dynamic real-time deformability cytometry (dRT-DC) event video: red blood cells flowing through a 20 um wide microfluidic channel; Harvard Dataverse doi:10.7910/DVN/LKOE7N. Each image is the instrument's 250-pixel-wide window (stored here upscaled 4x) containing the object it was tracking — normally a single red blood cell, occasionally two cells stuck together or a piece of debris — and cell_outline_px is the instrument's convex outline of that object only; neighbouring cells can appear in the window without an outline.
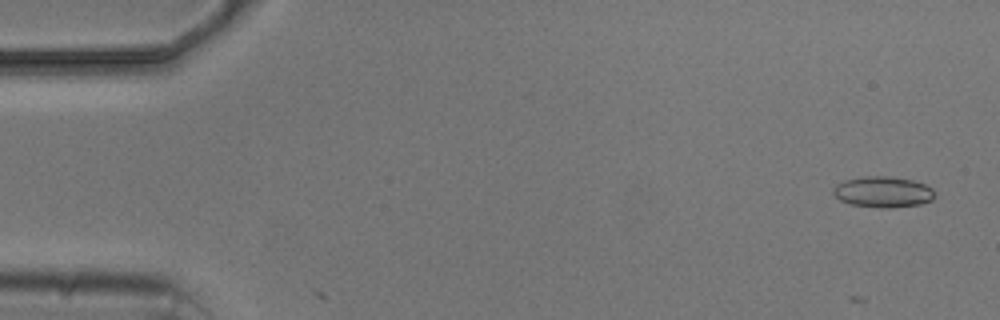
{"species": "common noctule bat (a hibernating species)", "species_latin": "Nyctalus noctula", "temperature_condition": "cold", "stored_images_in_passage": 4, "camera_frame_rate_fps": 3000, "um_per_image_px": 0.085, "animal": {"sex": "male", "body_mass_g": 20.5, "forearm_length_mm": 52.5}, "frame": {"image": 1, "passage_image": 1, "time_ms": 0.0, "image_size_px": [1000, 320], "cell_outline_px": [[936, 196], [932, 200], [920, 204], [892, 208], [880, 208], [848, 204], [840, 200], [832, 192], [832, 188], [836, 184], [844, 180], [864, 176], [892, 176], [912, 180], [924, 184], [932, 188]], "centroid_in_image_um": [75.04, 16.32], "position_along_channel_um": 10.0, "area_um2": 18.55}}